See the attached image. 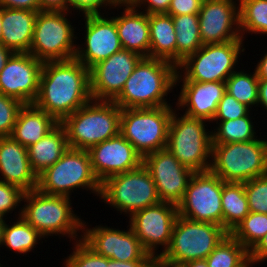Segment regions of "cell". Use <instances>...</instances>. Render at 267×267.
I'll list each match as a JSON object with an SVG mask.
<instances>
[{
	"mask_svg": "<svg viewBox=\"0 0 267 267\" xmlns=\"http://www.w3.org/2000/svg\"><path fill=\"white\" fill-rule=\"evenodd\" d=\"M243 183L250 212L267 214V174Z\"/></svg>",
	"mask_w": 267,
	"mask_h": 267,
	"instance_id": "obj_38",
	"label": "cell"
},
{
	"mask_svg": "<svg viewBox=\"0 0 267 267\" xmlns=\"http://www.w3.org/2000/svg\"><path fill=\"white\" fill-rule=\"evenodd\" d=\"M24 193L21 188L0 180V217L6 219L8 213L20 207Z\"/></svg>",
	"mask_w": 267,
	"mask_h": 267,
	"instance_id": "obj_41",
	"label": "cell"
},
{
	"mask_svg": "<svg viewBox=\"0 0 267 267\" xmlns=\"http://www.w3.org/2000/svg\"><path fill=\"white\" fill-rule=\"evenodd\" d=\"M177 217V205L161 201L133 213L129 217V226L144 249L157 259L169 248Z\"/></svg>",
	"mask_w": 267,
	"mask_h": 267,
	"instance_id": "obj_14",
	"label": "cell"
},
{
	"mask_svg": "<svg viewBox=\"0 0 267 267\" xmlns=\"http://www.w3.org/2000/svg\"><path fill=\"white\" fill-rule=\"evenodd\" d=\"M149 57L169 61L177 67L176 33L172 16L166 13L150 14Z\"/></svg>",
	"mask_w": 267,
	"mask_h": 267,
	"instance_id": "obj_28",
	"label": "cell"
},
{
	"mask_svg": "<svg viewBox=\"0 0 267 267\" xmlns=\"http://www.w3.org/2000/svg\"><path fill=\"white\" fill-rule=\"evenodd\" d=\"M92 100L90 70L80 61H46L40 75L39 93L33 103L61 123Z\"/></svg>",
	"mask_w": 267,
	"mask_h": 267,
	"instance_id": "obj_1",
	"label": "cell"
},
{
	"mask_svg": "<svg viewBox=\"0 0 267 267\" xmlns=\"http://www.w3.org/2000/svg\"><path fill=\"white\" fill-rule=\"evenodd\" d=\"M67 133L59 123L41 140L27 147L32 171L38 176L44 170L54 165L68 150Z\"/></svg>",
	"mask_w": 267,
	"mask_h": 267,
	"instance_id": "obj_27",
	"label": "cell"
},
{
	"mask_svg": "<svg viewBox=\"0 0 267 267\" xmlns=\"http://www.w3.org/2000/svg\"><path fill=\"white\" fill-rule=\"evenodd\" d=\"M177 67L166 60L142 57L114 102L121 108L173 106L168 94L175 86Z\"/></svg>",
	"mask_w": 267,
	"mask_h": 267,
	"instance_id": "obj_2",
	"label": "cell"
},
{
	"mask_svg": "<svg viewBox=\"0 0 267 267\" xmlns=\"http://www.w3.org/2000/svg\"><path fill=\"white\" fill-rule=\"evenodd\" d=\"M248 256L249 251L228 234L205 260L208 267H238Z\"/></svg>",
	"mask_w": 267,
	"mask_h": 267,
	"instance_id": "obj_35",
	"label": "cell"
},
{
	"mask_svg": "<svg viewBox=\"0 0 267 267\" xmlns=\"http://www.w3.org/2000/svg\"><path fill=\"white\" fill-rule=\"evenodd\" d=\"M38 11L2 7L1 43L14 53H29Z\"/></svg>",
	"mask_w": 267,
	"mask_h": 267,
	"instance_id": "obj_24",
	"label": "cell"
},
{
	"mask_svg": "<svg viewBox=\"0 0 267 267\" xmlns=\"http://www.w3.org/2000/svg\"><path fill=\"white\" fill-rule=\"evenodd\" d=\"M177 111L174 107L166 149L194 173L210 171L212 131L207 128L209 121L177 114Z\"/></svg>",
	"mask_w": 267,
	"mask_h": 267,
	"instance_id": "obj_5",
	"label": "cell"
},
{
	"mask_svg": "<svg viewBox=\"0 0 267 267\" xmlns=\"http://www.w3.org/2000/svg\"><path fill=\"white\" fill-rule=\"evenodd\" d=\"M5 221H7L5 218L0 217V247L2 245V240H3V230H4V226H5ZM2 266L3 265L0 263V267H2Z\"/></svg>",
	"mask_w": 267,
	"mask_h": 267,
	"instance_id": "obj_55",
	"label": "cell"
},
{
	"mask_svg": "<svg viewBox=\"0 0 267 267\" xmlns=\"http://www.w3.org/2000/svg\"><path fill=\"white\" fill-rule=\"evenodd\" d=\"M107 2L109 4V9L119 10L120 8L123 9V11H129V10H140L141 0H107Z\"/></svg>",
	"mask_w": 267,
	"mask_h": 267,
	"instance_id": "obj_48",
	"label": "cell"
},
{
	"mask_svg": "<svg viewBox=\"0 0 267 267\" xmlns=\"http://www.w3.org/2000/svg\"><path fill=\"white\" fill-rule=\"evenodd\" d=\"M83 221L82 241L96 254L117 261L154 260L144 249L130 226L127 230L96 225L93 228Z\"/></svg>",
	"mask_w": 267,
	"mask_h": 267,
	"instance_id": "obj_15",
	"label": "cell"
},
{
	"mask_svg": "<svg viewBox=\"0 0 267 267\" xmlns=\"http://www.w3.org/2000/svg\"><path fill=\"white\" fill-rule=\"evenodd\" d=\"M170 3L171 0H141L140 10L144 7L143 12L148 15L167 13Z\"/></svg>",
	"mask_w": 267,
	"mask_h": 267,
	"instance_id": "obj_44",
	"label": "cell"
},
{
	"mask_svg": "<svg viewBox=\"0 0 267 267\" xmlns=\"http://www.w3.org/2000/svg\"><path fill=\"white\" fill-rule=\"evenodd\" d=\"M77 188L100 196L101 183L93 172L88 150L68 148L51 167L37 176V190L46 195L72 197Z\"/></svg>",
	"mask_w": 267,
	"mask_h": 267,
	"instance_id": "obj_6",
	"label": "cell"
},
{
	"mask_svg": "<svg viewBox=\"0 0 267 267\" xmlns=\"http://www.w3.org/2000/svg\"><path fill=\"white\" fill-rule=\"evenodd\" d=\"M104 7V8H102ZM108 8V9H107ZM76 10V12L85 13H101V9H105V13L109 11V4L107 0H67V11ZM106 9L108 11H106Z\"/></svg>",
	"mask_w": 267,
	"mask_h": 267,
	"instance_id": "obj_42",
	"label": "cell"
},
{
	"mask_svg": "<svg viewBox=\"0 0 267 267\" xmlns=\"http://www.w3.org/2000/svg\"><path fill=\"white\" fill-rule=\"evenodd\" d=\"M245 104L237 101L232 95L225 92L218 103L217 111L214 115L213 121H227L235 120L246 116L251 110Z\"/></svg>",
	"mask_w": 267,
	"mask_h": 267,
	"instance_id": "obj_40",
	"label": "cell"
},
{
	"mask_svg": "<svg viewBox=\"0 0 267 267\" xmlns=\"http://www.w3.org/2000/svg\"><path fill=\"white\" fill-rule=\"evenodd\" d=\"M173 106L121 109L120 134L144 157L165 149Z\"/></svg>",
	"mask_w": 267,
	"mask_h": 267,
	"instance_id": "obj_12",
	"label": "cell"
},
{
	"mask_svg": "<svg viewBox=\"0 0 267 267\" xmlns=\"http://www.w3.org/2000/svg\"><path fill=\"white\" fill-rule=\"evenodd\" d=\"M258 105L257 107H264L267 111V79H259L258 84Z\"/></svg>",
	"mask_w": 267,
	"mask_h": 267,
	"instance_id": "obj_50",
	"label": "cell"
},
{
	"mask_svg": "<svg viewBox=\"0 0 267 267\" xmlns=\"http://www.w3.org/2000/svg\"><path fill=\"white\" fill-rule=\"evenodd\" d=\"M181 267H208V265L206 263V260L202 259V260H192V261L186 262Z\"/></svg>",
	"mask_w": 267,
	"mask_h": 267,
	"instance_id": "obj_53",
	"label": "cell"
},
{
	"mask_svg": "<svg viewBox=\"0 0 267 267\" xmlns=\"http://www.w3.org/2000/svg\"><path fill=\"white\" fill-rule=\"evenodd\" d=\"M0 180L25 192L37 188V175L31 169L27 148L11 136L0 137Z\"/></svg>",
	"mask_w": 267,
	"mask_h": 267,
	"instance_id": "obj_23",
	"label": "cell"
},
{
	"mask_svg": "<svg viewBox=\"0 0 267 267\" xmlns=\"http://www.w3.org/2000/svg\"><path fill=\"white\" fill-rule=\"evenodd\" d=\"M94 174L100 181L138 168L143 157L120 133L106 141L92 146L89 150Z\"/></svg>",
	"mask_w": 267,
	"mask_h": 267,
	"instance_id": "obj_21",
	"label": "cell"
},
{
	"mask_svg": "<svg viewBox=\"0 0 267 267\" xmlns=\"http://www.w3.org/2000/svg\"><path fill=\"white\" fill-rule=\"evenodd\" d=\"M230 234L250 251L267 234V214L250 212Z\"/></svg>",
	"mask_w": 267,
	"mask_h": 267,
	"instance_id": "obj_36",
	"label": "cell"
},
{
	"mask_svg": "<svg viewBox=\"0 0 267 267\" xmlns=\"http://www.w3.org/2000/svg\"><path fill=\"white\" fill-rule=\"evenodd\" d=\"M70 198L46 195L37 189L25 192L22 201L25 203L20 207L17 216L21 215L44 237V240L54 235H60L59 238L66 236L69 241L72 239L74 242L81 240L84 220L74 213Z\"/></svg>",
	"mask_w": 267,
	"mask_h": 267,
	"instance_id": "obj_3",
	"label": "cell"
},
{
	"mask_svg": "<svg viewBox=\"0 0 267 267\" xmlns=\"http://www.w3.org/2000/svg\"><path fill=\"white\" fill-rule=\"evenodd\" d=\"M0 7L40 11V0H0Z\"/></svg>",
	"mask_w": 267,
	"mask_h": 267,
	"instance_id": "obj_45",
	"label": "cell"
},
{
	"mask_svg": "<svg viewBox=\"0 0 267 267\" xmlns=\"http://www.w3.org/2000/svg\"><path fill=\"white\" fill-rule=\"evenodd\" d=\"M198 16L203 45L243 40L239 29L238 1L203 0Z\"/></svg>",
	"mask_w": 267,
	"mask_h": 267,
	"instance_id": "obj_20",
	"label": "cell"
},
{
	"mask_svg": "<svg viewBox=\"0 0 267 267\" xmlns=\"http://www.w3.org/2000/svg\"><path fill=\"white\" fill-rule=\"evenodd\" d=\"M254 69L258 79H267V51L258 61Z\"/></svg>",
	"mask_w": 267,
	"mask_h": 267,
	"instance_id": "obj_51",
	"label": "cell"
},
{
	"mask_svg": "<svg viewBox=\"0 0 267 267\" xmlns=\"http://www.w3.org/2000/svg\"><path fill=\"white\" fill-rule=\"evenodd\" d=\"M255 266L253 261L248 256L238 267H253Z\"/></svg>",
	"mask_w": 267,
	"mask_h": 267,
	"instance_id": "obj_56",
	"label": "cell"
},
{
	"mask_svg": "<svg viewBox=\"0 0 267 267\" xmlns=\"http://www.w3.org/2000/svg\"><path fill=\"white\" fill-rule=\"evenodd\" d=\"M223 228L230 234L250 213L244 183L226 182L222 197Z\"/></svg>",
	"mask_w": 267,
	"mask_h": 267,
	"instance_id": "obj_29",
	"label": "cell"
},
{
	"mask_svg": "<svg viewBox=\"0 0 267 267\" xmlns=\"http://www.w3.org/2000/svg\"><path fill=\"white\" fill-rule=\"evenodd\" d=\"M152 267H181V266H173L161 261L159 258L154 259Z\"/></svg>",
	"mask_w": 267,
	"mask_h": 267,
	"instance_id": "obj_54",
	"label": "cell"
},
{
	"mask_svg": "<svg viewBox=\"0 0 267 267\" xmlns=\"http://www.w3.org/2000/svg\"><path fill=\"white\" fill-rule=\"evenodd\" d=\"M226 92L232 95L237 101L247 107L258 106V84L256 72L250 74L245 70L234 71L225 81Z\"/></svg>",
	"mask_w": 267,
	"mask_h": 267,
	"instance_id": "obj_34",
	"label": "cell"
},
{
	"mask_svg": "<svg viewBox=\"0 0 267 267\" xmlns=\"http://www.w3.org/2000/svg\"><path fill=\"white\" fill-rule=\"evenodd\" d=\"M142 56L122 49L90 69V91L93 100L114 101L122 92Z\"/></svg>",
	"mask_w": 267,
	"mask_h": 267,
	"instance_id": "obj_18",
	"label": "cell"
},
{
	"mask_svg": "<svg viewBox=\"0 0 267 267\" xmlns=\"http://www.w3.org/2000/svg\"><path fill=\"white\" fill-rule=\"evenodd\" d=\"M72 244L73 252L64 259L63 267H107V258L96 254L82 240Z\"/></svg>",
	"mask_w": 267,
	"mask_h": 267,
	"instance_id": "obj_37",
	"label": "cell"
},
{
	"mask_svg": "<svg viewBox=\"0 0 267 267\" xmlns=\"http://www.w3.org/2000/svg\"><path fill=\"white\" fill-rule=\"evenodd\" d=\"M228 234L217 224L193 221L178 215L169 248L159 259L173 266L206 259Z\"/></svg>",
	"mask_w": 267,
	"mask_h": 267,
	"instance_id": "obj_8",
	"label": "cell"
},
{
	"mask_svg": "<svg viewBox=\"0 0 267 267\" xmlns=\"http://www.w3.org/2000/svg\"><path fill=\"white\" fill-rule=\"evenodd\" d=\"M42 238L44 237L19 215L11 225L5 221L1 248L6 246L17 255H25L34 250Z\"/></svg>",
	"mask_w": 267,
	"mask_h": 267,
	"instance_id": "obj_31",
	"label": "cell"
},
{
	"mask_svg": "<svg viewBox=\"0 0 267 267\" xmlns=\"http://www.w3.org/2000/svg\"><path fill=\"white\" fill-rule=\"evenodd\" d=\"M179 85L181 91L175 104L177 110L183 108L184 115L207 120L210 124L217 111L218 103L226 92V83L175 81V86Z\"/></svg>",
	"mask_w": 267,
	"mask_h": 267,
	"instance_id": "obj_22",
	"label": "cell"
},
{
	"mask_svg": "<svg viewBox=\"0 0 267 267\" xmlns=\"http://www.w3.org/2000/svg\"><path fill=\"white\" fill-rule=\"evenodd\" d=\"M249 257L255 265L267 260V234L249 251Z\"/></svg>",
	"mask_w": 267,
	"mask_h": 267,
	"instance_id": "obj_46",
	"label": "cell"
},
{
	"mask_svg": "<svg viewBox=\"0 0 267 267\" xmlns=\"http://www.w3.org/2000/svg\"><path fill=\"white\" fill-rule=\"evenodd\" d=\"M121 108L114 101L91 100L67 116L64 126L69 148L89 150L120 133Z\"/></svg>",
	"mask_w": 267,
	"mask_h": 267,
	"instance_id": "obj_4",
	"label": "cell"
},
{
	"mask_svg": "<svg viewBox=\"0 0 267 267\" xmlns=\"http://www.w3.org/2000/svg\"><path fill=\"white\" fill-rule=\"evenodd\" d=\"M99 198L127 217L161 202L156 185L143 164L107 178L101 183Z\"/></svg>",
	"mask_w": 267,
	"mask_h": 267,
	"instance_id": "obj_11",
	"label": "cell"
},
{
	"mask_svg": "<svg viewBox=\"0 0 267 267\" xmlns=\"http://www.w3.org/2000/svg\"><path fill=\"white\" fill-rule=\"evenodd\" d=\"M72 11H38L29 53L36 59L67 61L75 58L76 27L67 17ZM76 39V40H75Z\"/></svg>",
	"mask_w": 267,
	"mask_h": 267,
	"instance_id": "obj_10",
	"label": "cell"
},
{
	"mask_svg": "<svg viewBox=\"0 0 267 267\" xmlns=\"http://www.w3.org/2000/svg\"><path fill=\"white\" fill-rule=\"evenodd\" d=\"M225 183L211 171L195 172L182 200L177 204L178 215L223 227L221 197Z\"/></svg>",
	"mask_w": 267,
	"mask_h": 267,
	"instance_id": "obj_13",
	"label": "cell"
},
{
	"mask_svg": "<svg viewBox=\"0 0 267 267\" xmlns=\"http://www.w3.org/2000/svg\"><path fill=\"white\" fill-rule=\"evenodd\" d=\"M59 122L34 104H24L19 110L11 137L26 148L41 140Z\"/></svg>",
	"mask_w": 267,
	"mask_h": 267,
	"instance_id": "obj_26",
	"label": "cell"
},
{
	"mask_svg": "<svg viewBox=\"0 0 267 267\" xmlns=\"http://www.w3.org/2000/svg\"><path fill=\"white\" fill-rule=\"evenodd\" d=\"M120 14L111 17L115 20L122 48L149 57V15L141 10L123 11Z\"/></svg>",
	"mask_w": 267,
	"mask_h": 267,
	"instance_id": "obj_25",
	"label": "cell"
},
{
	"mask_svg": "<svg viewBox=\"0 0 267 267\" xmlns=\"http://www.w3.org/2000/svg\"><path fill=\"white\" fill-rule=\"evenodd\" d=\"M239 29L244 40L247 34H267V0H241L239 2Z\"/></svg>",
	"mask_w": 267,
	"mask_h": 267,
	"instance_id": "obj_33",
	"label": "cell"
},
{
	"mask_svg": "<svg viewBox=\"0 0 267 267\" xmlns=\"http://www.w3.org/2000/svg\"><path fill=\"white\" fill-rule=\"evenodd\" d=\"M212 144L210 171L224 182L243 183L267 174V140Z\"/></svg>",
	"mask_w": 267,
	"mask_h": 267,
	"instance_id": "obj_7",
	"label": "cell"
},
{
	"mask_svg": "<svg viewBox=\"0 0 267 267\" xmlns=\"http://www.w3.org/2000/svg\"><path fill=\"white\" fill-rule=\"evenodd\" d=\"M40 11H67V0H40Z\"/></svg>",
	"mask_w": 267,
	"mask_h": 267,
	"instance_id": "obj_49",
	"label": "cell"
},
{
	"mask_svg": "<svg viewBox=\"0 0 267 267\" xmlns=\"http://www.w3.org/2000/svg\"><path fill=\"white\" fill-rule=\"evenodd\" d=\"M104 14L103 12L82 14L85 21L83 38L85 42L77 45L75 59L89 70L123 49L115 20Z\"/></svg>",
	"mask_w": 267,
	"mask_h": 267,
	"instance_id": "obj_16",
	"label": "cell"
},
{
	"mask_svg": "<svg viewBox=\"0 0 267 267\" xmlns=\"http://www.w3.org/2000/svg\"><path fill=\"white\" fill-rule=\"evenodd\" d=\"M176 33L177 66L203 46L198 14L172 16Z\"/></svg>",
	"mask_w": 267,
	"mask_h": 267,
	"instance_id": "obj_30",
	"label": "cell"
},
{
	"mask_svg": "<svg viewBox=\"0 0 267 267\" xmlns=\"http://www.w3.org/2000/svg\"><path fill=\"white\" fill-rule=\"evenodd\" d=\"M250 112L241 118L227 121H214L216 128L212 130V144L248 142L258 138ZM218 126V127H217Z\"/></svg>",
	"mask_w": 267,
	"mask_h": 267,
	"instance_id": "obj_32",
	"label": "cell"
},
{
	"mask_svg": "<svg viewBox=\"0 0 267 267\" xmlns=\"http://www.w3.org/2000/svg\"><path fill=\"white\" fill-rule=\"evenodd\" d=\"M243 44L233 40L203 45L177 66L175 81L225 82L239 67Z\"/></svg>",
	"mask_w": 267,
	"mask_h": 267,
	"instance_id": "obj_9",
	"label": "cell"
},
{
	"mask_svg": "<svg viewBox=\"0 0 267 267\" xmlns=\"http://www.w3.org/2000/svg\"><path fill=\"white\" fill-rule=\"evenodd\" d=\"M23 105L18 99L0 93V137L11 136Z\"/></svg>",
	"mask_w": 267,
	"mask_h": 267,
	"instance_id": "obj_39",
	"label": "cell"
},
{
	"mask_svg": "<svg viewBox=\"0 0 267 267\" xmlns=\"http://www.w3.org/2000/svg\"><path fill=\"white\" fill-rule=\"evenodd\" d=\"M203 0H171L168 12L171 16L199 14Z\"/></svg>",
	"mask_w": 267,
	"mask_h": 267,
	"instance_id": "obj_43",
	"label": "cell"
},
{
	"mask_svg": "<svg viewBox=\"0 0 267 267\" xmlns=\"http://www.w3.org/2000/svg\"><path fill=\"white\" fill-rule=\"evenodd\" d=\"M14 54V52L8 48H6L1 42H0V72L4 68L7 61L10 59V57Z\"/></svg>",
	"mask_w": 267,
	"mask_h": 267,
	"instance_id": "obj_52",
	"label": "cell"
},
{
	"mask_svg": "<svg viewBox=\"0 0 267 267\" xmlns=\"http://www.w3.org/2000/svg\"><path fill=\"white\" fill-rule=\"evenodd\" d=\"M44 62L30 53H14L0 72V93L33 104L39 93Z\"/></svg>",
	"mask_w": 267,
	"mask_h": 267,
	"instance_id": "obj_19",
	"label": "cell"
},
{
	"mask_svg": "<svg viewBox=\"0 0 267 267\" xmlns=\"http://www.w3.org/2000/svg\"><path fill=\"white\" fill-rule=\"evenodd\" d=\"M154 260L117 261L107 258V267H152Z\"/></svg>",
	"mask_w": 267,
	"mask_h": 267,
	"instance_id": "obj_47",
	"label": "cell"
},
{
	"mask_svg": "<svg viewBox=\"0 0 267 267\" xmlns=\"http://www.w3.org/2000/svg\"><path fill=\"white\" fill-rule=\"evenodd\" d=\"M2 7H0V42H1V37H2Z\"/></svg>",
	"mask_w": 267,
	"mask_h": 267,
	"instance_id": "obj_57",
	"label": "cell"
},
{
	"mask_svg": "<svg viewBox=\"0 0 267 267\" xmlns=\"http://www.w3.org/2000/svg\"><path fill=\"white\" fill-rule=\"evenodd\" d=\"M142 164L149 171L160 200L177 205L194 172L166 148L145 155Z\"/></svg>",
	"mask_w": 267,
	"mask_h": 267,
	"instance_id": "obj_17",
	"label": "cell"
}]
</instances>
